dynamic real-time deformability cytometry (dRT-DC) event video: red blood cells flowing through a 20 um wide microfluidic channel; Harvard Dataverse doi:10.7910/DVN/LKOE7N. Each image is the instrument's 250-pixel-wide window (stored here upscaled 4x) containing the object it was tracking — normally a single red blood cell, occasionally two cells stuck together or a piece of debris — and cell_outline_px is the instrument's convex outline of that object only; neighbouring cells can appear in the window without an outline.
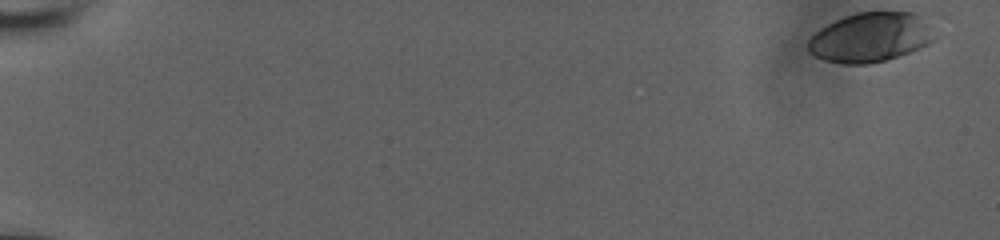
{"species": "human", "species_latin": "Homo sapiens", "temperature_condition": "room temperature", "stored_images_in_passage": 55, "camera_frame_rate_fps": 3000, "um_per_image_px": 0.085, "donor": {"sex": "male"}, "frame": {"image": 1, "passage_image": 1, "time_ms": 0.0, "image_size_px": [1000, 240], "cell_outline_px": [[940, 36], [928, 44], [920, 48], [884, 60], [868, 64], [840, 64], [824, 60], [808, 52], [808, 40], [820, 28], [836, 20], [860, 12], [916, 12]], "centroid_in_image_um": [74.02, 3.18], "position_along_channel_um": 11.0, "area_um2": 36.41}}
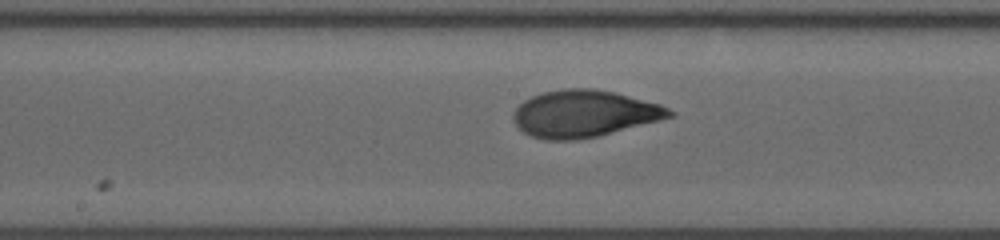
{"frame": {"image": 2, "passage_image": 31, "time_ms": 10.0, "image_size_px": [1000, 240], "cell_outline_px": [[676, 116], [596, 136], [576, 140], [544, 140], [532, 136], [524, 132], [516, 124], [512, 116], [516, 108], [524, 100], [532, 96], [544, 92], [564, 88], [592, 88], [616, 92], [660, 104], [676, 112]], "centroid_in_image_um": [49.67, 9.65], "position_along_channel_um": 198.5, "area_um2": 42.6}}
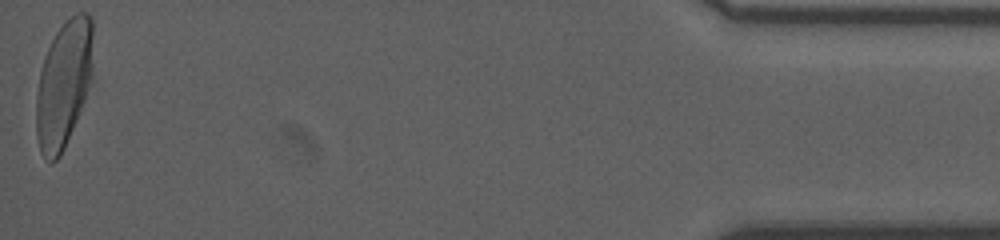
{"frame": {"image": 3, "passage_image": 55, "time_ms": 18.0, "image_size_px": [1000, 240], "cell_outline_px": [[92, 76], [80, 112], [64, 148], [60, 156], [52, 164], [44, 160], [40, 152], [36, 136], [36, 96], [40, 72], [44, 56], [56, 32], [76, 12], [88, 12], [92, 16]], "centroid_in_image_um": [5.4, 7.18], "position_along_channel_um": 429.8, "area_um2": 42.14}, "authors_computed_cell_mechanics": {"area_um2": 40.4022, "velocity_mm_per_s": 3.9233, "shape_relaxation_time_tau1_ms": 3.8196, "shape_relaxation_time_tau2_ms": 0.6995, "deformation_change_tau1": 0.1721, "deformation_change_tau2": 0.0522}}